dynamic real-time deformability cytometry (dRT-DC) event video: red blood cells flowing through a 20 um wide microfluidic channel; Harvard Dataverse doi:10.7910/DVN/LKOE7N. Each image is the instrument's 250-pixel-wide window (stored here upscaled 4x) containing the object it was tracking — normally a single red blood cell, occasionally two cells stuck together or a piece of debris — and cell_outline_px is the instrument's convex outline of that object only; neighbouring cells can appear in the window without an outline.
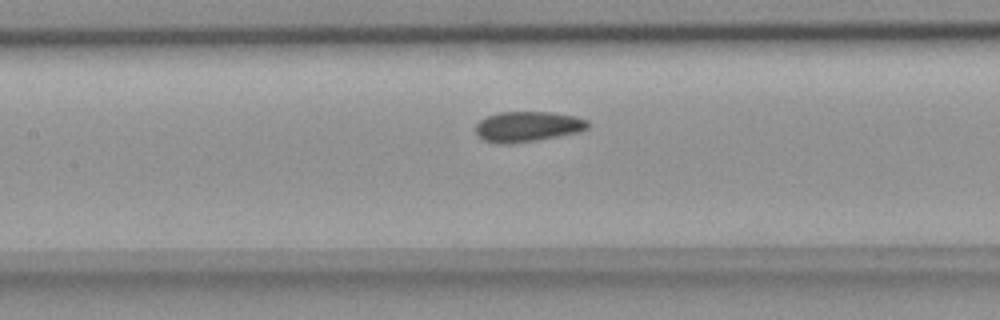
{"species": "common noctule bat (a hibernating species)", "species_latin": "Nyctalus noctula", "temperature_condition": "room temperature", "stored_images_in_passage": 33, "camera_frame_rate_fps": 3000, "um_per_image_px": 0.085, "animal": {"sex": "female", "body_mass_g": 18.4}, "frame": {"image": 1, "passage_image": 9, "time_ms": 2.667, "image_size_px": [1000, 320], "cell_outline_px": [[588, 128], [576, 132], [536, 140], [512, 144], [496, 144], [484, 140], [476, 132], [476, 124], [480, 120], [488, 116], [500, 112], [552, 112], [576, 116], [588, 120]], "centroid_in_image_um": [44.83, 10.76], "position_along_channel_um": 162.6, "area_um2": 19.71}}
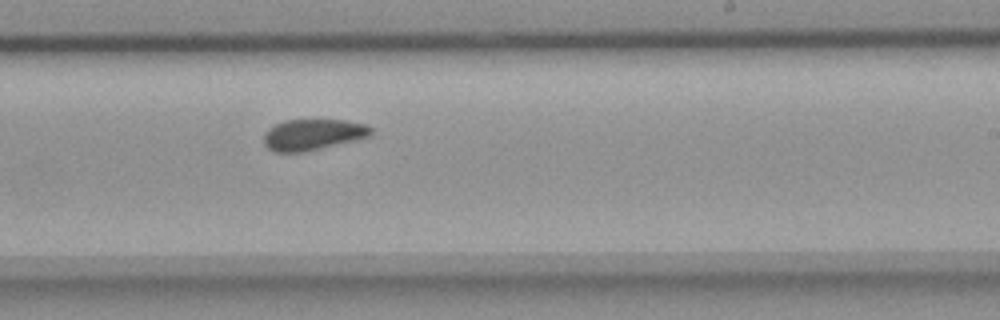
{"frame": {"image": 2, "passage_image": 17, "time_ms": 5.333, "image_size_px": [1000, 320], "cell_outline_px": [[372, 136], [304, 152], [272, 152], [264, 144], [264, 132], [268, 128], [284, 120], [344, 120], [368, 124], [372, 128]], "centroid_in_image_um": [26.6, 11.44], "position_along_channel_um": 262.4, "area_um2": 19.54}}
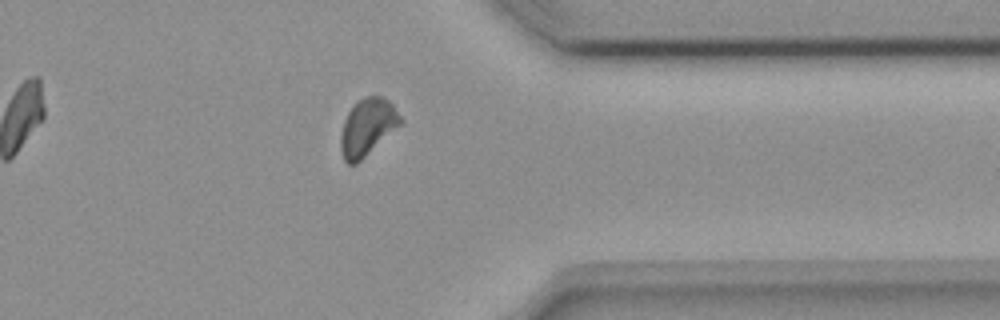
{"frame": {"image": 3, "passage_image": 27, "time_ms": 8.667, "image_size_px": [1000, 320], "cell_outline_px": [[404, 120], [400, 124], [356, 164], [348, 164], [344, 160], [340, 148], [340, 132], [344, 120], [348, 112], [356, 100], [364, 96], [384, 96], [392, 104]], "centroid_in_image_um": [31.2, 10.77], "position_along_channel_um": 380.2, "area_um2": 19.77}, "authors_computed_cell_mechanics": {"area_um2": 19.7676, "velocity_mm_per_s": 3.7629, "shape_relaxation_time_tau1_ms": 7.2905, "shape_relaxation_time_tau2_ms": 1.5981, "deformation_change_tau1": 0.0964, "deformation_change_tau2": 0.0675}}